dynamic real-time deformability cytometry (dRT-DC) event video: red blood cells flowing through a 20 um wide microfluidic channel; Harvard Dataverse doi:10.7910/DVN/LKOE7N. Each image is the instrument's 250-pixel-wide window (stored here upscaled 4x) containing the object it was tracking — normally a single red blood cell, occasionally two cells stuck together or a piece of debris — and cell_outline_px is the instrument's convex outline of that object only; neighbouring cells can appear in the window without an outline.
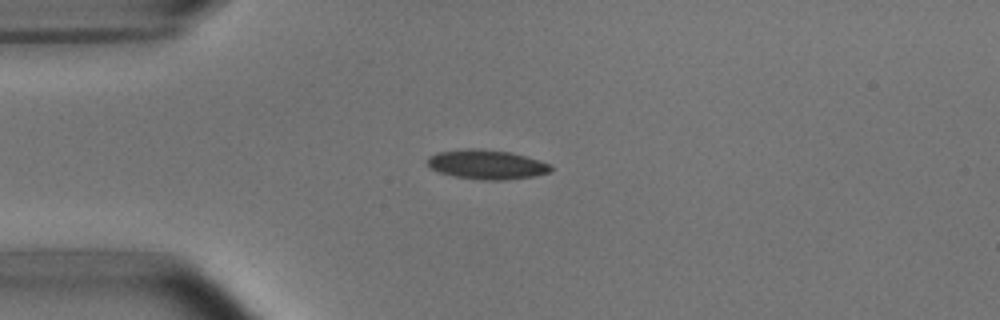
{"species": "common noctule bat (a hibernating species)", "species_latin": "Nyctalus noctula", "temperature_condition": "room temperature", "stored_images_in_passage": 3, "camera_frame_rate_fps": 3000, "um_per_image_px": 0.085, "animal": {"sex": "male", "body_mass_g": 15.6}, "frame": {"image": 1, "passage_image": 3, "time_ms": 2.333, "image_size_px": [1000, 320], "cell_outline_px": [[552, 168], [548, 172], [532, 176], [504, 180], [484, 180], [456, 176], [440, 172], [432, 168], [428, 164], [428, 156], [436, 152], [468, 148], [480, 148], [512, 152], [552, 164]], "centroid_in_image_um": [41.37, 13.96], "position_along_channel_um": 43.6, "area_um2": 21.04}}